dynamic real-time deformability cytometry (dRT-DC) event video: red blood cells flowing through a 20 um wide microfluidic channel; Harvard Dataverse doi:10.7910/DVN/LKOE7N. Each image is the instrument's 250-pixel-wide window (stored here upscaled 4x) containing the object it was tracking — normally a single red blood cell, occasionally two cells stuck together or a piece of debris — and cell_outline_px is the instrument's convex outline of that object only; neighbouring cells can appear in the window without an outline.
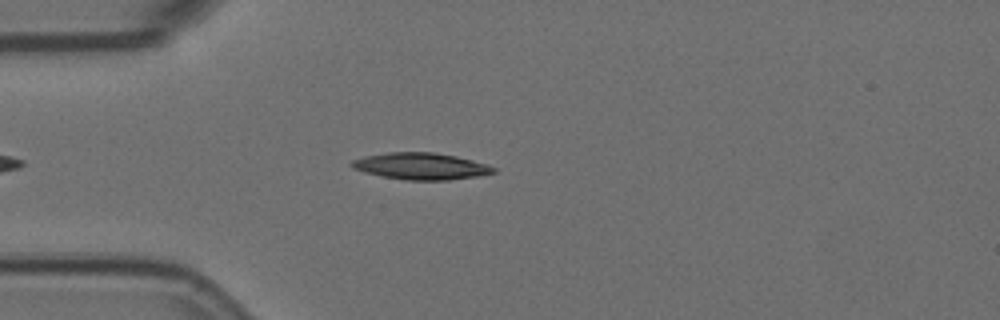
{"species": "Egyptian fruit bat (a non-hibernating species)", "species_latin": "Rousettus aegyptiacus", "temperature_condition": "room temperature", "stored_images_in_passage": 49, "camera_frame_rate_fps": 3000, "um_per_image_px": 0.085, "animal": {"sex": "female"}, "frame": {"image": 1, "passage_image": 7, "time_ms": 2.0, "image_size_px": [1000, 320], "cell_outline_px": [[496, 172], [476, 176], [448, 180], [404, 180], [364, 172], [352, 168], [348, 164], [352, 160], [364, 156], [388, 152], [432, 152], [456, 156], [488, 164], [496, 168]], "centroid_in_image_um": [35.76, 14.12], "position_along_channel_um": 49.2, "area_um2": 22.08}}
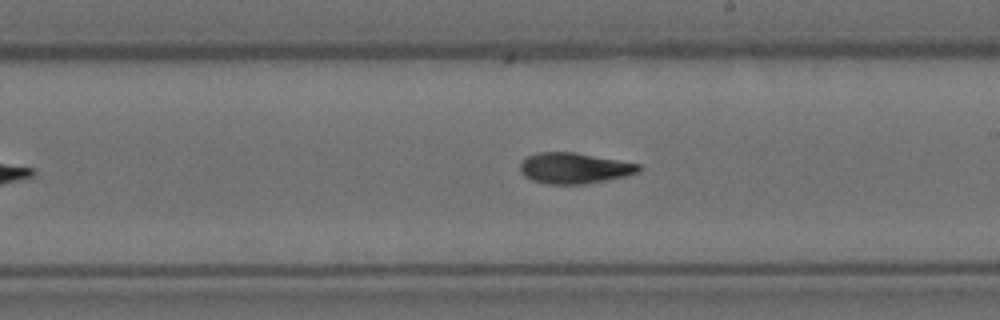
{"frame": {"image": 2, "passage_image": 24, "time_ms": 7.667, "image_size_px": [1000, 320], "cell_outline_px": [[640, 172], [624, 176], [584, 184], [544, 184], [532, 180], [524, 176], [520, 172], [520, 164], [528, 156], [536, 152], [572, 152], [640, 164]], "centroid_in_image_um": [48.77, 14.3], "position_along_channel_um": 240.2, "area_um2": 21.1}}
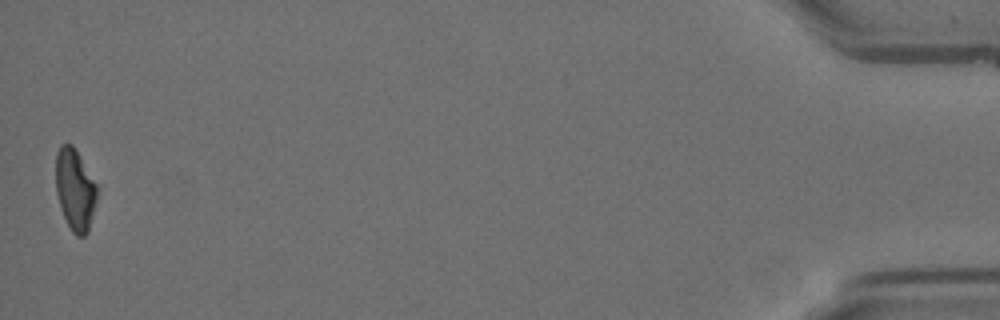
{"frame": {"image": 3, "passage_image": 48, "time_ms": 15.667, "image_size_px": [1000, 320], "cell_outline_px": [[96, 200], [88, 232], [84, 236], [76, 236], [72, 232], [64, 216], [56, 192], [56, 152], [60, 144], [72, 144], [80, 156], [96, 184]], "centroid_in_image_um": [6.36, 16.1], "position_along_channel_um": 428.8, "area_um2": 19.31}}